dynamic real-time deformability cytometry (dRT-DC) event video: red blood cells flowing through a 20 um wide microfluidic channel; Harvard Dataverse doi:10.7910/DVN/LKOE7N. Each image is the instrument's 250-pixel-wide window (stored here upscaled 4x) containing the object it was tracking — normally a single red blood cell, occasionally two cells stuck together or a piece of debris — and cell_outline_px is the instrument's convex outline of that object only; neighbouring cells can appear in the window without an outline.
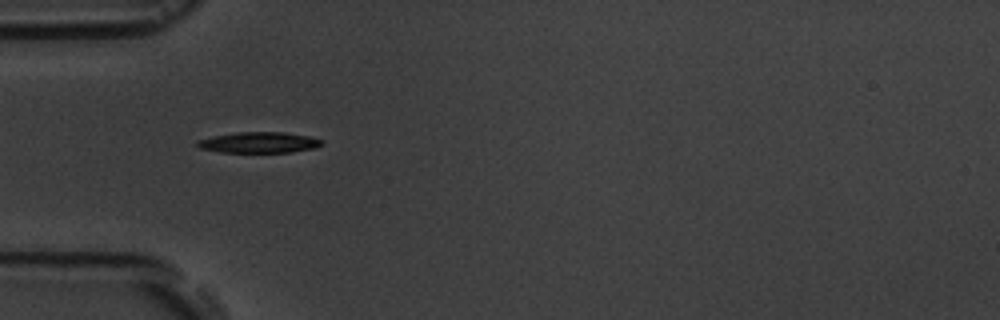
{"species": "common noctule bat (a hibernating species)", "species_latin": "Nyctalus noctula", "temperature_condition": "room temperature", "stored_images_in_passage": 13, "camera_frame_rate_fps": 3000, "um_per_image_px": 0.085, "animal": {"sex": "male", "body_mass_g": 19.5, "forearm_length_mm": 54.6}, "frame": {"image": 1, "passage_image": 3, "time_ms": 2.333, "image_size_px": [1000, 320], "cell_outline_px": [[324, 144], [316, 148], [292, 152], [220, 152], [200, 148], [196, 144], [196, 140], [212, 136], [236, 132], [284, 132], [308, 136], [324, 140]], "centroid_in_image_um": [22.04, 12.11], "position_along_channel_um": 63.0, "area_um2": 15.26}}
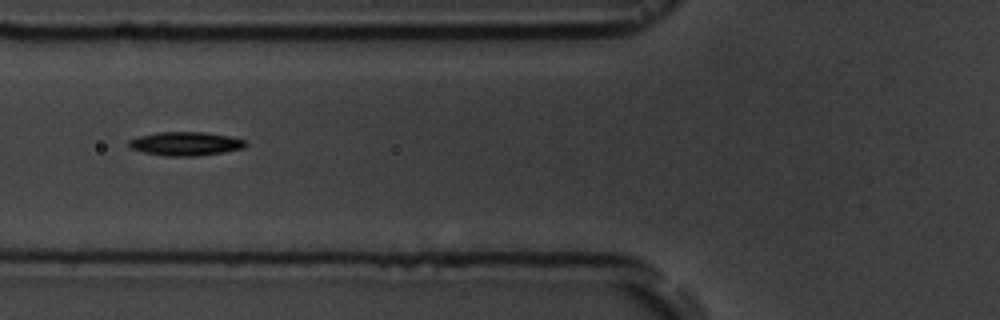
{"frame": {"image": 2, "passage_image": 4, "time_ms": 3.667, "image_size_px": [1000, 320], "cell_outline_px": [[248, 144], [244, 148], [224, 152], [196, 156], [164, 156], [144, 152], [132, 148], [128, 144], [128, 140], [140, 136], [160, 132], [204, 132], [232, 136], [244, 140]], "centroid_in_image_um": [15.82, 12.21], "position_along_channel_um": 110.0, "area_um2": 16.13}}
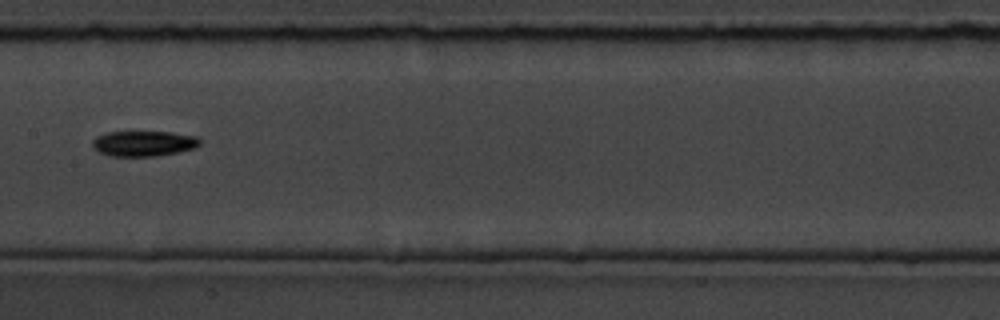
{"frame": {"image": 3, "passage_image": 6, "time_ms": 6.0, "image_size_px": [1000, 320], "cell_outline_px": [[200, 144], [196, 148], [156, 156], [112, 156], [100, 152], [92, 148], [92, 140], [96, 136], [108, 132], [168, 132], [196, 136], [200, 140]], "centroid_in_image_um": [12.19, 12.19], "position_along_channel_um": 195.2, "area_um2": 15.84}}